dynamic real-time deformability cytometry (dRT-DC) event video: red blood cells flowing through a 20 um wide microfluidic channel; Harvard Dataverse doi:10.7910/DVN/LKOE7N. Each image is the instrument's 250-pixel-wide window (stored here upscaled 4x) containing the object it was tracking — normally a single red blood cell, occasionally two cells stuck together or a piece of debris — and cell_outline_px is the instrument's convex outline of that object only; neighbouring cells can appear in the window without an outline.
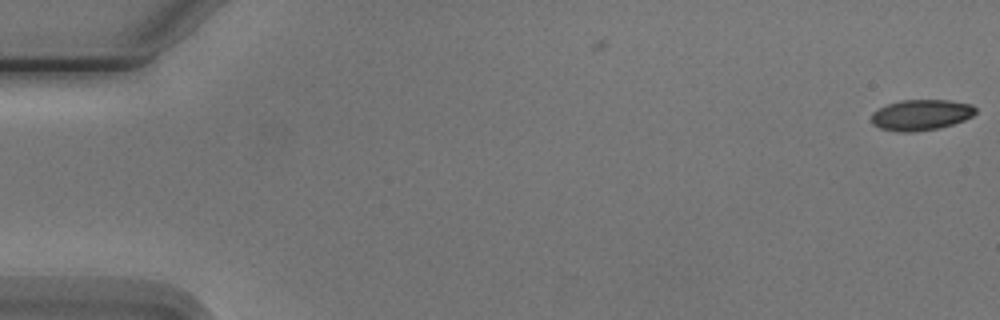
{"species": "Egyptian fruit bat (a non-hibernating species)", "species_latin": "Rousettus aegyptiacus", "temperature_condition": "cold", "stored_images_in_passage": 2, "camera_frame_rate_fps": 3000, "um_per_image_px": 0.085, "animal": {"sex": "male"}, "frame": {"image": 1, "passage_image": 2, "time_ms": 1.0, "image_size_px": [1000, 320], "cell_outline_px": [[976, 112], [972, 116], [964, 120], [940, 128], [912, 132], [900, 132], [880, 128], [872, 124], [872, 112], [888, 104], [900, 100], [948, 100], [972, 104], [976, 108]], "centroid_in_image_um": [78.3, 9.76], "position_along_channel_um": 6.7, "area_um2": 18.67}}